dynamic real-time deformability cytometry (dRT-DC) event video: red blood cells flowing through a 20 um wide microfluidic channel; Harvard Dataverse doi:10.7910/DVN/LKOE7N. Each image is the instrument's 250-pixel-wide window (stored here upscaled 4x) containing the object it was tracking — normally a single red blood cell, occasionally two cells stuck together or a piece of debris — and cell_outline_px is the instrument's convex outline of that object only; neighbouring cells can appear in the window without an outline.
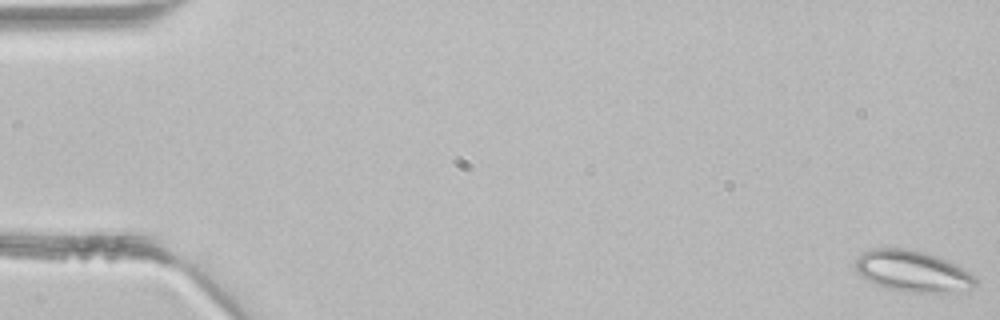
{"species": "common noctule bat (a hibernating species)", "species_latin": "Nyctalus noctula", "temperature_condition": "room temperature", "stored_images_in_passage": 5, "camera_frame_rate_fps": 3000, "um_per_image_px": 0.085, "animal": {"sex": "male", "body_mass_g": 21.5, "forearm_length_mm": 52.0}, "frame": {"image": 1, "passage_image": 1, "time_ms": 0.0, "image_size_px": [1000, 320], "cell_outline_px": [[976, 284], [972, 288], [940, 292], [904, 292], [888, 288], [876, 284], [860, 276], [856, 272], [856, 260], [868, 248], [908, 248], [924, 252], [936, 256], [976, 276]], "centroid_in_image_um": [77.51, 23.04], "position_along_channel_um": 7.5, "area_um2": 28.38}}